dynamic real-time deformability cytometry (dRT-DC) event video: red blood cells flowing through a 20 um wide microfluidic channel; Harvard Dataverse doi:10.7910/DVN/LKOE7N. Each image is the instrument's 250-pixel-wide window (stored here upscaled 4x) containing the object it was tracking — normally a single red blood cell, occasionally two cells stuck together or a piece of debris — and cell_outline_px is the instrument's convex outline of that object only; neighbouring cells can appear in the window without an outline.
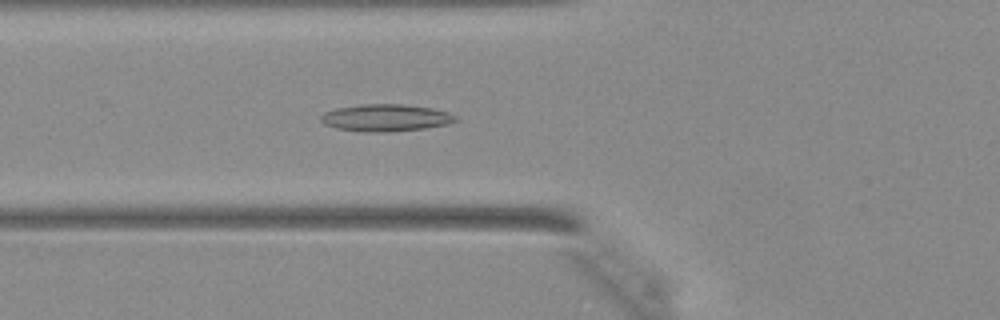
{"species": "Egyptian fruit bat (a non-hibernating species)", "species_latin": "Rousettus aegyptiacus", "temperature_condition": "warm", "stored_images_in_passage": 44, "camera_frame_rate_fps": 3000, "um_per_image_px": 0.085, "animal": {"sex": "female"}, "frame": {"image": 1, "passage_image": 17, "time_ms": 5.333, "image_size_px": [1000, 320], "cell_outline_px": [[460, 120], [448, 124], [424, 128], [384, 132], [360, 132], [336, 128], [324, 124], [320, 120], [320, 116], [324, 112], [336, 108], [364, 104], [404, 104], [432, 108], [448, 112], [456, 116]], "centroid_in_image_um": [32.78, 10.01], "position_along_channel_um": 93.0, "area_um2": 21.39}}
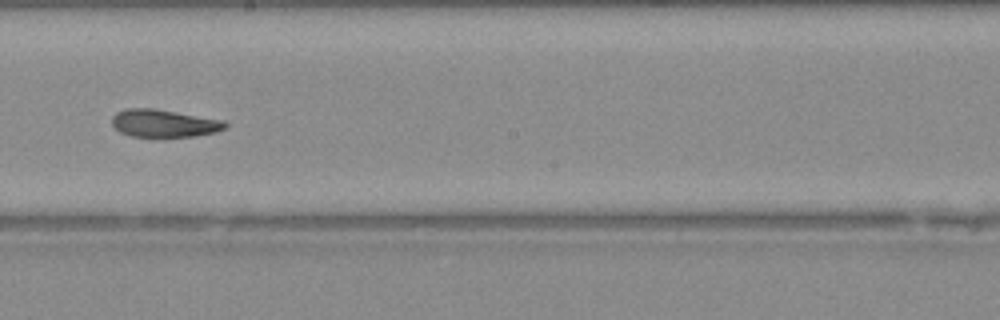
{"frame": {"image": 2, "passage_image": 26, "time_ms": 8.333, "image_size_px": [1000, 320], "cell_outline_px": [[228, 128], [216, 132], [192, 136], [156, 140], [132, 136], [120, 132], [112, 124], [112, 116], [116, 112], [124, 108], [152, 108], [224, 120], [228, 124]], "centroid_in_image_um": [13.93, 10.52], "position_along_channel_um": 234.3, "area_um2": 19.02}}
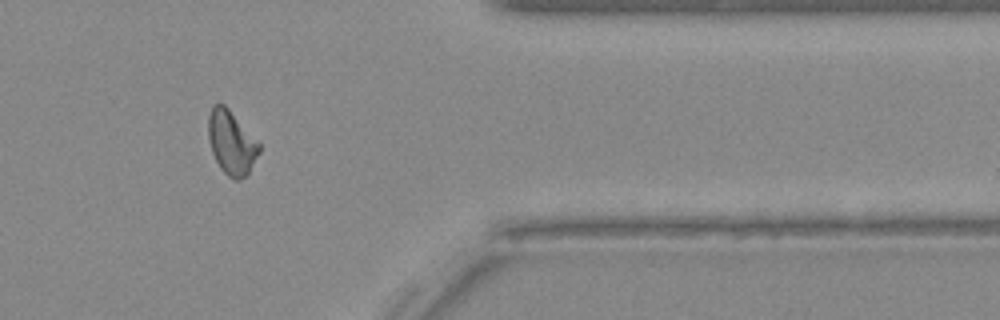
{"frame": {"image": 3, "passage_image": 37, "time_ms": 12.0, "image_size_px": [1000, 320], "cell_outline_px": [[260, 152], [248, 172], [240, 180], [236, 180], [228, 176], [220, 168], [212, 152], [208, 136], [208, 116], [212, 104], [224, 104], [228, 108], [260, 144]], "centroid_in_image_um": [19.65, 12.11], "position_along_channel_um": 391.7, "area_um2": 18.67}}